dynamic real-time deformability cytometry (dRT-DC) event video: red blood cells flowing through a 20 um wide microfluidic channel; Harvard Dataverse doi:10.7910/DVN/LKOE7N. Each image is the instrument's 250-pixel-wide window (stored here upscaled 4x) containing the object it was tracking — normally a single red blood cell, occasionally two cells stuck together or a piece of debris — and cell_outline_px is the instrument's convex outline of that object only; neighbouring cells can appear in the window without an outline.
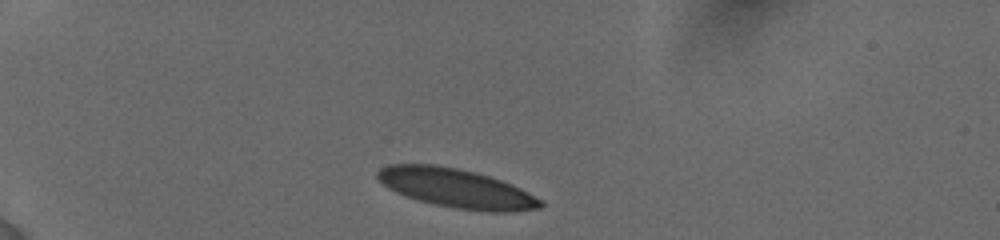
{"species": "human", "species_latin": "Homo sapiens", "temperature_condition": "cold", "stored_images_in_passage": 7, "camera_frame_rate_fps": 3000, "um_per_image_px": 0.085, "donor": {"sex": "female"}, "frame": {"image": 1, "passage_image": 1, "time_ms": 0.0, "image_size_px": [1000, 240], "cell_outline_px": [[544, 208], [516, 212], [488, 212], [456, 208], [432, 204], [404, 196], [388, 188], [376, 176], [376, 172], [380, 168], [388, 164], [436, 164], [476, 172], [512, 184], [544, 200]], "centroid_in_image_um": [38.83, 16.01], "position_along_channel_um": 46.2, "area_um2": 37.45}}
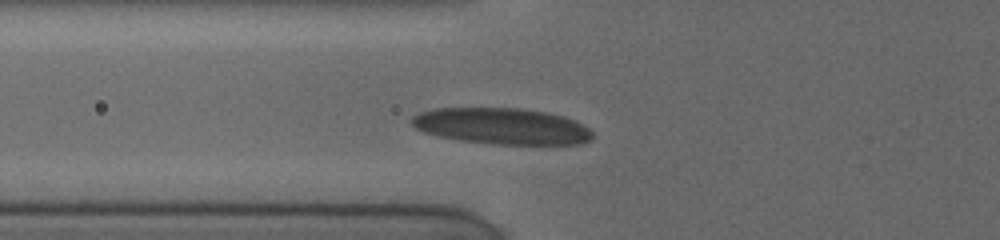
{"frame": {"image": 2, "passage_image": 5, "time_ms": 2.333, "image_size_px": [1000, 240], "cell_outline_px": [[592, 140], [580, 144], [492, 144], [460, 140], [440, 136], [424, 132], [416, 128], [412, 124], [412, 116], [420, 112], [436, 108], [520, 108], [544, 112], [564, 116], [576, 120], [588, 128], [592, 132]], "centroid_in_image_um": [42.68, 10.72], "position_along_channel_um": 83.1, "area_um2": 38.15}}
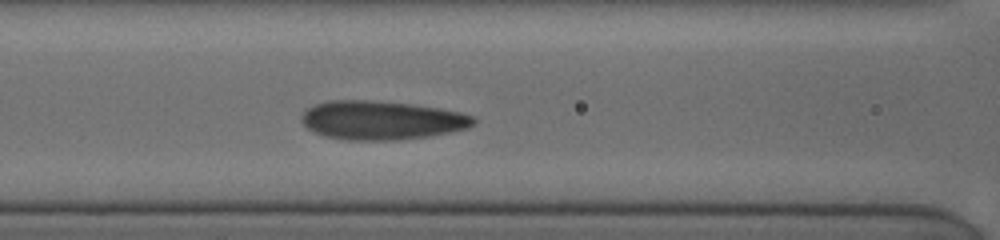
{"frame": {"image": 3, "passage_image": 7, "time_ms": 3.667, "image_size_px": [1000, 240], "cell_outline_px": [[476, 124], [468, 128], [452, 132], [428, 136], [396, 140], [348, 140], [324, 136], [308, 128], [300, 120], [300, 116], [308, 108], [316, 104], [328, 100], [368, 100], [408, 104], [436, 108], [460, 112], [472, 116], [476, 120]], "centroid_in_image_um": [32.43, 10.23], "position_along_channel_um": 134.2, "area_um2": 38.73}}